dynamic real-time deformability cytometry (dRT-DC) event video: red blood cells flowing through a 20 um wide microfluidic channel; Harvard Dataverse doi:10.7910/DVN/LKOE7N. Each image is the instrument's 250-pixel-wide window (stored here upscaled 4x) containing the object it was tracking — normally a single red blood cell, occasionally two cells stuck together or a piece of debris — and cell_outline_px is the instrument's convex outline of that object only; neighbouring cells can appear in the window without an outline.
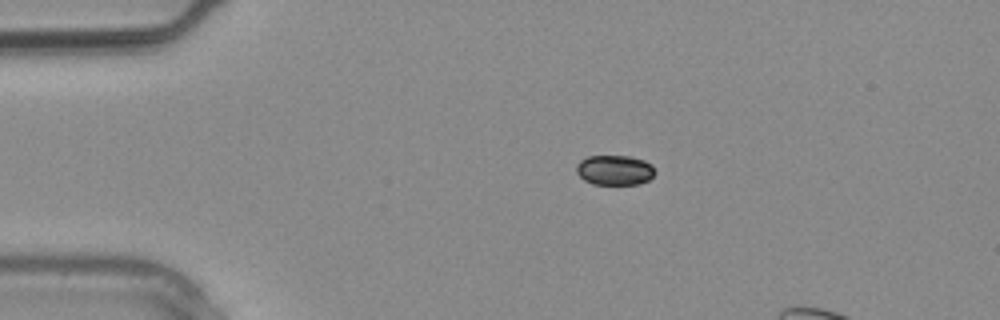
{"species": "common noctule bat (a hibernating species)", "species_latin": "Nyctalus noctula", "temperature_condition": "warm", "stored_images_in_passage": 4, "camera_frame_rate_fps": 3000, "um_per_image_px": 0.085, "animal": {"sex": "male", "body_mass_g": 20.4}, "frame": {"image": 1, "passage_image": 2, "time_ms": 0.333, "image_size_px": [1000, 320], "cell_outline_px": [[656, 172], [648, 180], [640, 184], [592, 184], [584, 180], [576, 172], [576, 164], [580, 160], [588, 156], [632, 156], [644, 160], [652, 164]], "centroid_in_image_um": [52.25, 14.45], "position_along_channel_um": 32.8, "area_um2": 13.87}}